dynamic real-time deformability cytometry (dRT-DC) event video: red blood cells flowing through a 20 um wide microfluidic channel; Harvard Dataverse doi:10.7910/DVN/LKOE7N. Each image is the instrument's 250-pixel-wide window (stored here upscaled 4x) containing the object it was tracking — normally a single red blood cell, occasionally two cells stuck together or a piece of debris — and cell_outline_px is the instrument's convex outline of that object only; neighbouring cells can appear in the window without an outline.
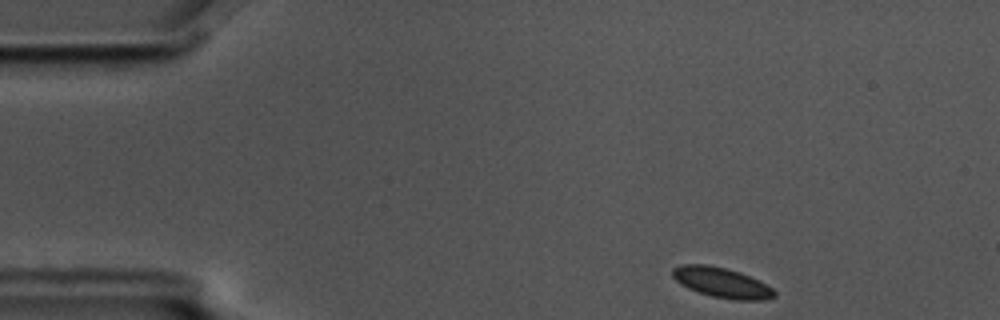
{"species": "common noctule bat (a hibernating species)", "species_latin": "Nyctalus noctula", "temperature_condition": "cold", "stored_images_in_passage": 5, "camera_frame_rate_fps": 3000, "um_per_image_px": 0.085, "animal": {"sex": "male", "body_mass_g": 17.5, "forearm_length_mm": 52.3}, "frame": {"image": 1, "passage_image": 1, "time_ms": 0.0, "image_size_px": [1000, 320], "cell_outline_px": [[776, 296], [764, 300], [736, 300], [712, 296], [688, 288], [680, 284], [672, 276], [672, 268], [684, 264], [708, 264], [728, 268], [740, 272], [772, 288], [776, 292]], "centroid_in_image_um": [61.33, 24.01], "position_along_channel_um": 23.7, "area_um2": 17.74}}